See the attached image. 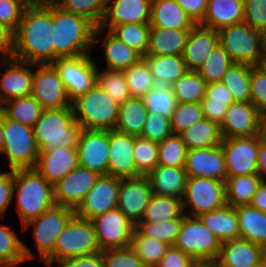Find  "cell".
Returning a JSON list of instances; mask_svg holds the SVG:
<instances>
[{
  "label": "cell",
  "mask_w": 266,
  "mask_h": 267,
  "mask_svg": "<svg viewBox=\"0 0 266 267\" xmlns=\"http://www.w3.org/2000/svg\"><path fill=\"white\" fill-rule=\"evenodd\" d=\"M204 118L217 123L219 126L225 118V114L230 105L211 103L203 98L201 101Z\"/></svg>",
  "instance_id": "cell-65"
},
{
  "label": "cell",
  "mask_w": 266,
  "mask_h": 267,
  "mask_svg": "<svg viewBox=\"0 0 266 267\" xmlns=\"http://www.w3.org/2000/svg\"><path fill=\"white\" fill-rule=\"evenodd\" d=\"M99 177L100 174L95 171L76 167L53 185L55 205L75 210Z\"/></svg>",
  "instance_id": "cell-21"
},
{
  "label": "cell",
  "mask_w": 266,
  "mask_h": 267,
  "mask_svg": "<svg viewBox=\"0 0 266 267\" xmlns=\"http://www.w3.org/2000/svg\"><path fill=\"white\" fill-rule=\"evenodd\" d=\"M120 183V177L100 175L95 185L87 192L83 201L75 209V215L91 220L116 208Z\"/></svg>",
  "instance_id": "cell-16"
},
{
  "label": "cell",
  "mask_w": 266,
  "mask_h": 267,
  "mask_svg": "<svg viewBox=\"0 0 266 267\" xmlns=\"http://www.w3.org/2000/svg\"><path fill=\"white\" fill-rule=\"evenodd\" d=\"M123 43L146 56L149 46V23H127L115 25L109 30Z\"/></svg>",
  "instance_id": "cell-44"
},
{
  "label": "cell",
  "mask_w": 266,
  "mask_h": 267,
  "mask_svg": "<svg viewBox=\"0 0 266 267\" xmlns=\"http://www.w3.org/2000/svg\"><path fill=\"white\" fill-rule=\"evenodd\" d=\"M190 29H167L150 26L146 55H183Z\"/></svg>",
  "instance_id": "cell-30"
},
{
  "label": "cell",
  "mask_w": 266,
  "mask_h": 267,
  "mask_svg": "<svg viewBox=\"0 0 266 267\" xmlns=\"http://www.w3.org/2000/svg\"><path fill=\"white\" fill-rule=\"evenodd\" d=\"M33 130L39 151H47L56 147L77 146L81 127L75 120L72 108L43 109Z\"/></svg>",
  "instance_id": "cell-5"
},
{
  "label": "cell",
  "mask_w": 266,
  "mask_h": 267,
  "mask_svg": "<svg viewBox=\"0 0 266 267\" xmlns=\"http://www.w3.org/2000/svg\"><path fill=\"white\" fill-rule=\"evenodd\" d=\"M182 204L184 214L192 217L223 207L226 204L225 182L206 177H188Z\"/></svg>",
  "instance_id": "cell-10"
},
{
  "label": "cell",
  "mask_w": 266,
  "mask_h": 267,
  "mask_svg": "<svg viewBox=\"0 0 266 267\" xmlns=\"http://www.w3.org/2000/svg\"><path fill=\"white\" fill-rule=\"evenodd\" d=\"M219 44L233 62L257 66L263 53V34L246 23L224 26L217 30Z\"/></svg>",
  "instance_id": "cell-8"
},
{
  "label": "cell",
  "mask_w": 266,
  "mask_h": 267,
  "mask_svg": "<svg viewBox=\"0 0 266 267\" xmlns=\"http://www.w3.org/2000/svg\"><path fill=\"white\" fill-rule=\"evenodd\" d=\"M0 108L7 119L30 127H34L43 110L32 95L7 100Z\"/></svg>",
  "instance_id": "cell-41"
},
{
  "label": "cell",
  "mask_w": 266,
  "mask_h": 267,
  "mask_svg": "<svg viewBox=\"0 0 266 267\" xmlns=\"http://www.w3.org/2000/svg\"><path fill=\"white\" fill-rule=\"evenodd\" d=\"M218 44L217 30L195 24L190 29L182 55L187 71H198Z\"/></svg>",
  "instance_id": "cell-26"
},
{
  "label": "cell",
  "mask_w": 266,
  "mask_h": 267,
  "mask_svg": "<svg viewBox=\"0 0 266 267\" xmlns=\"http://www.w3.org/2000/svg\"><path fill=\"white\" fill-rule=\"evenodd\" d=\"M27 6L24 0H0V23L15 32Z\"/></svg>",
  "instance_id": "cell-58"
},
{
  "label": "cell",
  "mask_w": 266,
  "mask_h": 267,
  "mask_svg": "<svg viewBox=\"0 0 266 267\" xmlns=\"http://www.w3.org/2000/svg\"><path fill=\"white\" fill-rule=\"evenodd\" d=\"M152 194L147 176L121 178L117 207L136 225L143 218Z\"/></svg>",
  "instance_id": "cell-22"
},
{
  "label": "cell",
  "mask_w": 266,
  "mask_h": 267,
  "mask_svg": "<svg viewBox=\"0 0 266 267\" xmlns=\"http://www.w3.org/2000/svg\"><path fill=\"white\" fill-rule=\"evenodd\" d=\"M182 199L152 194L139 222L159 223L184 217Z\"/></svg>",
  "instance_id": "cell-40"
},
{
  "label": "cell",
  "mask_w": 266,
  "mask_h": 267,
  "mask_svg": "<svg viewBox=\"0 0 266 267\" xmlns=\"http://www.w3.org/2000/svg\"><path fill=\"white\" fill-rule=\"evenodd\" d=\"M22 225L55 205L53 185L35 168L14 170V194Z\"/></svg>",
  "instance_id": "cell-3"
},
{
  "label": "cell",
  "mask_w": 266,
  "mask_h": 267,
  "mask_svg": "<svg viewBox=\"0 0 266 267\" xmlns=\"http://www.w3.org/2000/svg\"><path fill=\"white\" fill-rule=\"evenodd\" d=\"M35 259L31 250L7 225H0V267H18L26 260Z\"/></svg>",
  "instance_id": "cell-36"
},
{
  "label": "cell",
  "mask_w": 266,
  "mask_h": 267,
  "mask_svg": "<svg viewBox=\"0 0 266 267\" xmlns=\"http://www.w3.org/2000/svg\"><path fill=\"white\" fill-rule=\"evenodd\" d=\"M259 134H260L262 142L266 144V116L262 119Z\"/></svg>",
  "instance_id": "cell-71"
},
{
  "label": "cell",
  "mask_w": 266,
  "mask_h": 267,
  "mask_svg": "<svg viewBox=\"0 0 266 267\" xmlns=\"http://www.w3.org/2000/svg\"><path fill=\"white\" fill-rule=\"evenodd\" d=\"M3 135L1 153L7 155L11 170L35 168L39 149L33 127L7 119L3 114Z\"/></svg>",
  "instance_id": "cell-9"
},
{
  "label": "cell",
  "mask_w": 266,
  "mask_h": 267,
  "mask_svg": "<svg viewBox=\"0 0 266 267\" xmlns=\"http://www.w3.org/2000/svg\"><path fill=\"white\" fill-rule=\"evenodd\" d=\"M183 218L178 217L174 220L159 223L138 222L135 227L143 235L173 246L177 240Z\"/></svg>",
  "instance_id": "cell-53"
},
{
  "label": "cell",
  "mask_w": 266,
  "mask_h": 267,
  "mask_svg": "<svg viewBox=\"0 0 266 267\" xmlns=\"http://www.w3.org/2000/svg\"><path fill=\"white\" fill-rule=\"evenodd\" d=\"M211 103L230 105L234 98L227 86L222 82L207 83L206 95L204 97Z\"/></svg>",
  "instance_id": "cell-62"
},
{
  "label": "cell",
  "mask_w": 266,
  "mask_h": 267,
  "mask_svg": "<svg viewBox=\"0 0 266 267\" xmlns=\"http://www.w3.org/2000/svg\"><path fill=\"white\" fill-rule=\"evenodd\" d=\"M250 101L266 116V74L251 66Z\"/></svg>",
  "instance_id": "cell-59"
},
{
  "label": "cell",
  "mask_w": 266,
  "mask_h": 267,
  "mask_svg": "<svg viewBox=\"0 0 266 267\" xmlns=\"http://www.w3.org/2000/svg\"><path fill=\"white\" fill-rule=\"evenodd\" d=\"M148 111L142 98L130 97L119 105L115 130L133 136H141Z\"/></svg>",
  "instance_id": "cell-35"
},
{
  "label": "cell",
  "mask_w": 266,
  "mask_h": 267,
  "mask_svg": "<svg viewBox=\"0 0 266 267\" xmlns=\"http://www.w3.org/2000/svg\"><path fill=\"white\" fill-rule=\"evenodd\" d=\"M195 24H199L206 13L208 0H175Z\"/></svg>",
  "instance_id": "cell-64"
},
{
  "label": "cell",
  "mask_w": 266,
  "mask_h": 267,
  "mask_svg": "<svg viewBox=\"0 0 266 267\" xmlns=\"http://www.w3.org/2000/svg\"><path fill=\"white\" fill-rule=\"evenodd\" d=\"M264 49H266V31L263 33Z\"/></svg>",
  "instance_id": "cell-76"
},
{
  "label": "cell",
  "mask_w": 266,
  "mask_h": 267,
  "mask_svg": "<svg viewBox=\"0 0 266 267\" xmlns=\"http://www.w3.org/2000/svg\"><path fill=\"white\" fill-rule=\"evenodd\" d=\"M37 71L33 74L32 96L43 109L72 108L63 82L51 63L35 64Z\"/></svg>",
  "instance_id": "cell-15"
},
{
  "label": "cell",
  "mask_w": 266,
  "mask_h": 267,
  "mask_svg": "<svg viewBox=\"0 0 266 267\" xmlns=\"http://www.w3.org/2000/svg\"><path fill=\"white\" fill-rule=\"evenodd\" d=\"M265 115L251 101L230 104L220 125L222 138L253 136L260 133Z\"/></svg>",
  "instance_id": "cell-20"
},
{
  "label": "cell",
  "mask_w": 266,
  "mask_h": 267,
  "mask_svg": "<svg viewBox=\"0 0 266 267\" xmlns=\"http://www.w3.org/2000/svg\"><path fill=\"white\" fill-rule=\"evenodd\" d=\"M76 148L80 167L108 175L109 131L81 129Z\"/></svg>",
  "instance_id": "cell-18"
},
{
  "label": "cell",
  "mask_w": 266,
  "mask_h": 267,
  "mask_svg": "<svg viewBox=\"0 0 266 267\" xmlns=\"http://www.w3.org/2000/svg\"><path fill=\"white\" fill-rule=\"evenodd\" d=\"M57 264L59 267H105L102 251L80 257L68 258Z\"/></svg>",
  "instance_id": "cell-63"
},
{
  "label": "cell",
  "mask_w": 266,
  "mask_h": 267,
  "mask_svg": "<svg viewBox=\"0 0 266 267\" xmlns=\"http://www.w3.org/2000/svg\"><path fill=\"white\" fill-rule=\"evenodd\" d=\"M263 257L266 259V242L262 245Z\"/></svg>",
  "instance_id": "cell-74"
},
{
  "label": "cell",
  "mask_w": 266,
  "mask_h": 267,
  "mask_svg": "<svg viewBox=\"0 0 266 267\" xmlns=\"http://www.w3.org/2000/svg\"><path fill=\"white\" fill-rule=\"evenodd\" d=\"M141 98L148 112H157L168 118L178 103L171 85L156 84Z\"/></svg>",
  "instance_id": "cell-46"
},
{
  "label": "cell",
  "mask_w": 266,
  "mask_h": 267,
  "mask_svg": "<svg viewBox=\"0 0 266 267\" xmlns=\"http://www.w3.org/2000/svg\"><path fill=\"white\" fill-rule=\"evenodd\" d=\"M184 169L188 177H206L226 182V160L221 144L187 150Z\"/></svg>",
  "instance_id": "cell-23"
},
{
  "label": "cell",
  "mask_w": 266,
  "mask_h": 267,
  "mask_svg": "<svg viewBox=\"0 0 266 267\" xmlns=\"http://www.w3.org/2000/svg\"><path fill=\"white\" fill-rule=\"evenodd\" d=\"M262 246L243 238L221 242L215 267H253L263 259Z\"/></svg>",
  "instance_id": "cell-27"
},
{
  "label": "cell",
  "mask_w": 266,
  "mask_h": 267,
  "mask_svg": "<svg viewBox=\"0 0 266 267\" xmlns=\"http://www.w3.org/2000/svg\"><path fill=\"white\" fill-rule=\"evenodd\" d=\"M258 174L261 176L263 181H266V144L260 142L259 153H258Z\"/></svg>",
  "instance_id": "cell-68"
},
{
  "label": "cell",
  "mask_w": 266,
  "mask_h": 267,
  "mask_svg": "<svg viewBox=\"0 0 266 267\" xmlns=\"http://www.w3.org/2000/svg\"><path fill=\"white\" fill-rule=\"evenodd\" d=\"M156 84L172 85L186 71L182 55H146Z\"/></svg>",
  "instance_id": "cell-34"
},
{
  "label": "cell",
  "mask_w": 266,
  "mask_h": 267,
  "mask_svg": "<svg viewBox=\"0 0 266 267\" xmlns=\"http://www.w3.org/2000/svg\"><path fill=\"white\" fill-rule=\"evenodd\" d=\"M199 265L181 249L170 246L155 267H198Z\"/></svg>",
  "instance_id": "cell-60"
},
{
  "label": "cell",
  "mask_w": 266,
  "mask_h": 267,
  "mask_svg": "<svg viewBox=\"0 0 266 267\" xmlns=\"http://www.w3.org/2000/svg\"><path fill=\"white\" fill-rule=\"evenodd\" d=\"M100 251L92 222L74 215L58 235L55 248L44 263L51 266L53 262Z\"/></svg>",
  "instance_id": "cell-6"
},
{
  "label": "cell",
  "mask_w": 266,
  "mask_h": 267,
  "mask_svg": "<svg viewBox=\"0 0 266 267\" xmlns=\"http://www.w3.org/2000/svg\"><path fill=\"white\" fill-rule=\"evenodd\" d=\"M108 0H59L56 5L63 11L87 18L96 27L102 23Z\"/></svg>",
  "instance_id": "cell-48"
},
{
  "label": "cell",
  "mask_w": 266,
  "mask_h": 267,
  "mask_svg": "<svg viewBox=\"0 0 266 267\" xmlns=\"http://www.w3.org/2000/svg\"><path fill=\"white\" fill-rule=\"evenodd\" d=\"M203 118L201 103H177L170 117L171 130L174 134H180Z\"/></svg>",
  "instance_id": "cell-54"
},
{
  "label": "cell",
  "mask_w": 266,
  "mask_h": 267,
  "mask_svg": "<svg viewBox=\"0 0 266 267\" xmlns=\"http://www.w3.org/2000/svg\"><path fill=\"white\" fill-rule=\"evenodd\" d=\"M0 63L6 68L3 74L0 69V106L7 100L31 95L34 74L31 67L35 64L14 57H0Z\"/></svg>",
  "instance_id": "cell-19"
},
{
  "label": "cell",
  "mask_w": 266,
  "mask_h": 267,
  "mask_svg": "<svg viewBox=\"0 0 266 267\" xmlns=\"http://www.w3.org/2000/svg\"><path fill=\"white\" fill-rule=\"evenodd\" d=\"M170 118L159 113L148 112L141 137L160 143L172 134Z\"/></svg>",
  "instance_id": "cell-55"
},
{
  "label": "cell",
  "mask_w": 266,
  "mask_h": 267,
  "mask_svg": "<svg viewBox=\"0 0 266 267\" xmlns=\"http://www.w3.org/2000/svg\"><path fill=\"white\" fill-rule=\"evenodd\" d=\"M102 257L105 267H146L130 246L103 250Z\"/></svg>",
  "instance_id": "cell-56"
},
{
  "label": "cell",
  "mask_w": 266,
  "mask_h": 267,
  "mask_svg": "<svg viewBox=\"0 0 266 267\" xmlns=\"http://www.w3.org/2000/svg\"><path fill=\"white\" fill-rule=\"evenodd\" d=\"M4 144V135H3V112L0 108V153L2 152V147Z\"/></svg>",
  "instance_id": "cell-72"
},
{
  "label": "cell",
  "mask_w": 266,
  "mask_h": 267,
  "mask_svg": "<svg viewBox=\"0 0 266 267\" xmlns=\"http://www.w3.org/2000/svg\"><path fill=\"white\" fill-rule=\"evenodd\" d=\"M96 26L87 18L63 11L54 4V61L91 54Z\"/></svg>",
  "instance_id": "cell-2"
},
{
  "label": "cell",
  "mask_w": 266,
  "mask_h": 267,
  "mask_svg": "<svg viewBox=\"0 0 266 267\" xmlns=\"http://www.w3.org/2000/svg\"><path fill=\"white\" fill-rule=\"evenodd\" d=\"M240 238L263 245L266 242V213L250 204L236 206Z\"/></svg>",
  "instance_id": "cell-33"
},
{
  "label": "cell",
  "mask_w": 266,
  "mask_h": 267,
  "mask_svg": "<svg viewBox=\"0 0 266 267\" xmlns=\"http://www.w3.org/2000/svg\"><path fill=\"white\" fill-rule=\"evenodd\" d=\"M243 22V0H208L205 16L199 25L218 30Z\"/></svg>",
  "instance_id": "cell-29"
},
{
  "label": "cell",
  "mask_w": 266,
  "mask_h": 267,
  "mask_svg": "<svg viewBox=\"0 0 266 267\" xmlns=\"http://www.w3.org/2000/svg\"><path fill=\"white\" fill-rule=\"evenodd\" d=\"M71 107L81 129L101 131L115 129L119 104L97 83L85 94L74 99Z\"/></svg>",
  "instance_id": "cell-4"
},
{
  "label": "cell",
  "mask_w": 266,
  "mask_h": 267,
  "mask_svg": "<svg viewBox=\"0 0 266 267\" xmlns=\"http://www.w3.org/2000/svg\"><path fill=\"white\" fill-rule=\"evenodd\" d=\"M54 4L28 5L14 32L12 57L33 64L54 62Z\"/></svg>",
  "instance_id": "cell-1"
},
{
  "label": "cell",
  "mask_w": 266,
  "mask_h": 267,
  "mask_svg": "<svg viewBox=\"0 0 266 267\" xmlns=\"http://www.w3.org/2000/svg\"><path fill=\"white\" fill-rule=\"evenodd\" d=\"M123 73L132 97L141 98L156 85L150 66L144 57L123 70Z\"/></svg>",
  "instance_id": "cell-47"
},
{
  "label": "cell",
  "mask_w": 266,
  "mask_h": 267,
  "mask_svg": "<svg viewBox=\"0 0 266 267\" xmlns=\"http://www.w3.org/2000/svg\"><path fill=\"white\" fill-rule=\"evenodd\" d=\"M244 23L254 30L266 31V0H243Z\"/></svg>",
  "instance_id": "cell-57"
},
{
  "label": "cell",
  "mask_w": 266,
  "mask_h": 267,
  "mask_svg": "<svg viewBox=\"0 0 266 267\" xmlns=\"http://www.w3.org/2000/svg\"><path fill=\"white\" fill-rule=\"evenodd\" d=\"M93 224L100 250L126 248L131 245L135 224L118 208L90 220Z\"/></svg>",
  "instance_id": "cell-14"
},
{
  "label": "cell",
  "mask_w": 266,
  "mask_h": 267,
  "mask_svg": "<svg viewBox=\"0 0 266 267\" xmlns=\"http://www.w3.org/2000/svg\"><path fill=\"white\" fill-rule=\"evenodd\" d=\"M147 177L153 194L182 199L188 178L184 167L158 165Z\"/></svg>",
  "instance_id": "cell-28"
},
{
  "label": "cell",
  "mask_w": 266,
  "mask_h": 267,
  "mask_svg": "<svg viewBox=\"0 0 266 267\" xmlns=\"http://www.w3.org/2000/svg\"><path fill=\"white\" fill-rule=\"evenodd\" d=\"M74 215L75 210L73 208L54 205L39 217L29 220L23 225L25 230L33 225V237L38 248L40 261H44L53 252L58 235Z\"/></svg>",
  "instance_id": "cell-12"
},
{
  "label": "cell",
  "mask_w": 266,
  "mask_h": 267,
  "mask_svg": "<svg viewBox=\"0 0 266 267\" xmlns=\"http://www.w3.org/2000/svg\"><path fill=\"white\" fill-rule=\"evenodd\" d=\"M251 66L233 62L221 82L233 95L234 101H250Z\"/></svg>",
  "instance_id": "cell-45"
},
{
  "label": "cell",
  "mask_w": 266,
  "mask_h": 267,
  "mask_svg": "<svg viewBox=\"0 0 266 267\" xmlns=\"http://www.w3.org/2000/svg\"><path fill=\"white\" fill-rule=\"evenodd\" d=\"M134 136L115 129L109 131L108 175L130 178L141 176L133 159Z\"/></svg>",
  "instance_id": "cell-24"
},
{
  "label": "cell",
  "mask_w": 266,
  "mask_h": 267,
  "mask_svg": "<svg viewBox=\"0 0 266 267\" xmlns=\"http://www.w3.org/2000/svg\"><path fill=\"white\" fill-rule=\"evenodd\" d=\"M107 31L106 40L102 45L106 58V69L123 71L143 57L139 52L114 36L109 30Z\"/></svg>",
  "instance_id": "cell-38"
},
{
  "label": "cell",
  "mask_w": 266,
  "mask_h": 267,
  "mask_svg": "<svg viewBox=\"0 0 266 267\" xmlns=\"http://www.w3.org/2000/svg\"><path fill=\"white\" fill-rule=\"evenodd\" d=\"M198 218L221 242L240 238L236 207L225 204L199 215Z\"/></svg>",
  "instance_id": "cell-31"
},
{
  "label": "cell",
  "mask_w": 266,
  "mask_h": 267,
  "mask_svg": "<svg viewBox=\"0 0 266 267\" xmlns=\"http://www.w3.org/2000/svg\"><path fill=\"white\" fill-rule=\"evenodd\" d=\"M260 134L222 138L221 147L225 155L227 177L258 173Z\"/></svg>",
  "instance_id": "cell-13"
},
{
  "label": "cell",
  "mask_w": 266,
  "mask_h": 267,
  "mask_svg": "<svg viewBox=\"0 0 266 267\" xmlns=\"http://www.w3.org/2000/svg\"><path fill=\"white\" fill-rule=\"evenodd\" d=\"M151 0H108L104 19L94 31V47L103 39L104 32L115 25L149 23Z\"/></svg>",
  "instance_id": "cell-17"
},
{
  "label": "cell",
  "mask_w": 266,
  "mask_h": 267,
  "mask_svg": "<svg viewBox=\"0 0 266 267\" xmlns=\"http://www.w3.org/2000/svg\"><path fill=\"white\" fill-rule=\"evenodd\" d=\"M256 67L259 70H261L264 74H266V49H263V53Z\"/></svg>",
  "instance_id": "cell-70"
},
{
  "label": "cell",
  "mask_w": 266,
  "mask_h": 267,
  "mask_svg": "<svg viewBox=\"0 0 266 267\" xmlns=\"http://www.w3.org/2000/svg\"><path fill=\"white\" fill-rule=\"evenodd\" d=\"M28 5L56 4L59 0H24Z\"/></svg>",
  "instance_id": "cell-69"
},
{
  "label": "cell",
  "mask_w": 266,
  "mask_h": 267,
  "mask_svg": "<svg viewBox=\"0 0 266 267\" xmlns=\"http://www.w3.org/2000/svg\"><path fill=\"white\" fill-rule=\"evenodd\" d=\"M198 267H215L213 264H200Z\"/></svg>",
  "instance_id": "cell-75"
},
{
  "label": "cell",
  "mask_w": 266,
  "mask_h": 267,
  "mask_svg": "<svg viewBox=\"0 0 266 267\" xmlns=\"http://www.w3.org/2000/svg\"><path fill=\"white\" fill-rule=\"evenodd\" d=\"M232 64L233 61L228 53L218 44L197 72L207 83L221 82Z\"/></svg>",
  "instance_id": "cell-51"
},
{
  "label": "cell",
  "mask_w": 266,
  "mask_h": 267,
  "mask_svg": "<svg viewBox=\"0 0 266 267\" xmlns=\"http://www.w3.org/2000/svg\"><path fill=\"white\" fill-rule=\"evenodd\" d=\"M130 247L146 267H155L170 246L162 241L143 235L135 227Z\"/></svg>",
  "instance_id": "cell-43"
},
{
  "label": "cell",
  "mask_w": 266,
  "mask_h": 267,
  "mask_svg": "<svg viewBox=\"0 0 266 267\" xmlns=\"http://www.w3.org/2000/svg\"><path fill=\"white\" fill-rule=\"evenodd\" d=\"M262 181L258 173L227 177L225 182L226 204L233 207L250 204Z\"/></svg>",
  "instance_id": "cell-39"
},
{
  "label": "cell",
  "mask_w": 266,
  "mask_h": 267,
  "mask_svg": "<svg viewBox=\"0 0 266 267\" xmlns=\"http://www.w3.org/2000/svg\"><path fill=\"white\" fill-rule=\"evenodd\" d=\"M14 197V170L0 173V219L4 218Z\"/></svg>",
  "instance_id": "cell-61"
},
{
  "label": "cell",
  "mask_w": 266,
  "mask_h": 267,
  "mask_svg": "<svg viewBox=\"0 0 266 267\" xmlns=\"http://www.w3.org/2000/svg\"><path fill=\"white\" fill-rule=\"evenodd\" d=\"M90 55L58 58L51 63L57 70L71 102L96 84L98 66Z\"/></svg>",
  "instance_id": "cell-11"
},
{
  "label": "cell",
  "mask_w": 266,
  "mask_h": 267,
  "mask_svg": "<svg viewBox=\"0 0 266 267\" xmlns=\"http://www.w3.org/2000/svg\"><path fill=\"white\" fill-rule=\"evenodd\" d=\"M96 83L119 105L132 97L122 70L97 69Z\"/></svg>",
  "instance_id": "cell-49"
},
{
  "label": "cell",
  "mask_w": 266,
  "mask_h": 267,
  "mask_svg": "<svg viewBox=\"0 0 266 267\" xmlns=\"http://www.w3.org/2000/svg\"><path fill=\"white\" fill-rule=\"evenodd\" d=\"M253 267H266V259L263 258L258 264L254 265Z\"/></svg>",
  "instance_id": "cell-73"
},
{
  "label": "cell",
  "mask_w": 266,
  "mask_h": 267,
  "mask_svg": "<svg viewBox=\"0 0 266 267\" xmlns=\"http://www.w3.org/2000/svg\"><path fill=\"white\" fill-rule=\"evenodd\" d=\"M251 206L266 213V181H262L250 203Z\"/></svg>",
  "instance_id": "cell-67"
},
{
  "label": "cell",
  "mask_w": 266,
  "mask_h": 267,
  "mask_svg": "<svg viewBox=\"0 0 266 267\" xmlns=\"http://www.w3.org/2000/svg\"><path fill=\"white\" fill-rule=\"evenodd\" d=\"M171 86L178 103H201L207 82L197 71H186Z\"/></svg>",
  "instance_id": "cell-42"
},
{
  "label": "cell",
  "mask_w": 266,
  "mask_h": 267,
  "mask_svg": "<svg viewBox=\"0 0 266 267\" xmlns=\"http://www.w3.org/2000/svg\"><path fill=\"white\" fill-rule=\"evenodd\" d=\"M187 150L218 146L222 142L220 126L203 118L180 133Z\"/></svg>",
  "instance_id": "cell-37"
},
{
  "label": "cell",
  "mask_w": 266,
  "mask_h": 267,
  "mask_svg": "<svg viewBox=\"0 0 266 267\" xmlns=\"http://www.w3.org/2000/svg\"><path fill=\"white\" fill-rule=\"evenodd\" d=\"M187 148L180 134L172 133L158 143V165L184 167Z\"/></svg>",
  "instance_id": "cell-52"
},
{
  "label": "cell",
  "mask_w": 266,
  "mask_h": 267,
  "mask_svg": "<svg viewBox=\"0 0 266 267\" xmlns=\"http://www.w3.org/2000/svg\"><path fill=\"white\" fill-rule=\"evenodd\" d=\"M173 246L199 264H213L219 256L221 241L198 217L185 215Z\"/></svg>",
  "instance_id": "cell-7"
},
{
  "label": "cell",
  "mask_w": 266,
  "mask_h": 267,
  "mask_svg": "<svg viewBox=\"0 0 266 267\" xmlns=\"http://www.w3.org/2000/svg\"><path fill=\"white\" fill-rule=\"evenodd\" d=\"M150 26L191 29L195 23L175 0H151Z\"/></svg>",
  "instance_id": "cell-32"
},
{
  "label": "cell",
  "mask_w": 266,
  "mask_h": 267,
  "mask_svg": "<svg viewBox=\"0 0 266 267\" xmlns=\"http://www.w3.org/2000/svg\"><path fill=\"white\" fill-rule=\"evenodd\" d=\"M133 159L137 172L141 176H147L158 166V143L134 136Z\"/></svg>",
  "instance_id": "cell-50"
},
{
  "label": "cell",
  "mask_w": 266,
  "mask_h": 267,
  "mask_svg": "<svg viewBox=\"0 0 266 267\" xmlns=\"http://www.w3.org/2000/svg\"><path fill=\"white\" fill-rule=\"evenodd\" d=\"M79 166L76 146L39 151L35 169L52 185Z\"/></svg>",
  "instance_id": "cell-25"
},
{
  "label": "cell",
  "mask_w": 266,
  "mask_h": 267,
  "mask_svg": "<svg viewBox=\"0 0 266 267\" xmlns=\"http://www.w3.org/2000/svg\"><path fill=\"white\" fill-rule=\"evenodd\" d=\"M14 50V32L0 23V53L2 58L12 57Z\"/></svg>",
  "instance_id": "cell-66"
}]
</instances>
